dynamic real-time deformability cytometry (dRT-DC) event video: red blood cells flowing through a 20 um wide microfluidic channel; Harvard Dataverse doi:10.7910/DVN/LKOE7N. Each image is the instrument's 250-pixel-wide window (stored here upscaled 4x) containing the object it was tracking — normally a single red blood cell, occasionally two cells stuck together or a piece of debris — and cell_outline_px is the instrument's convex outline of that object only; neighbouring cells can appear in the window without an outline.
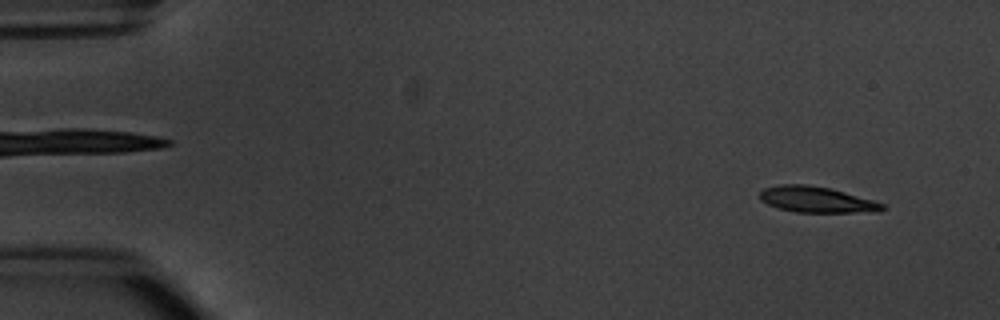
{"species": "common noctule bat (a hibernating species)", "species_latin": "Nyctalus noctula", "temperature_condition": "warm", "stored_images_in_passage": 4, "segment_of_instrument_passage": [2, 2], "camera_frame_rate_fps": 3000, "um_per_image_px": 0.085, "animal": {"sex": "male", "body_mass_g": 20.1, "forearm_length_mm": 53.5}, "frame": {"image": 1, "passage_image": 4, "time_ms": 4.333, "image_size_px": [1000, 320], "cell_outline_px": [[888, 208], [880, 212], [796, 212], [776, 208], [760, 200], [760, 192], [764, 188], [780, 184], [804, 184], [832, 188], [872, 200], [884, 204]], "centroid_in_image_um": [69.43, 16.97], "position_along_channel_um": 15.6, "area_um2": 18.67}}